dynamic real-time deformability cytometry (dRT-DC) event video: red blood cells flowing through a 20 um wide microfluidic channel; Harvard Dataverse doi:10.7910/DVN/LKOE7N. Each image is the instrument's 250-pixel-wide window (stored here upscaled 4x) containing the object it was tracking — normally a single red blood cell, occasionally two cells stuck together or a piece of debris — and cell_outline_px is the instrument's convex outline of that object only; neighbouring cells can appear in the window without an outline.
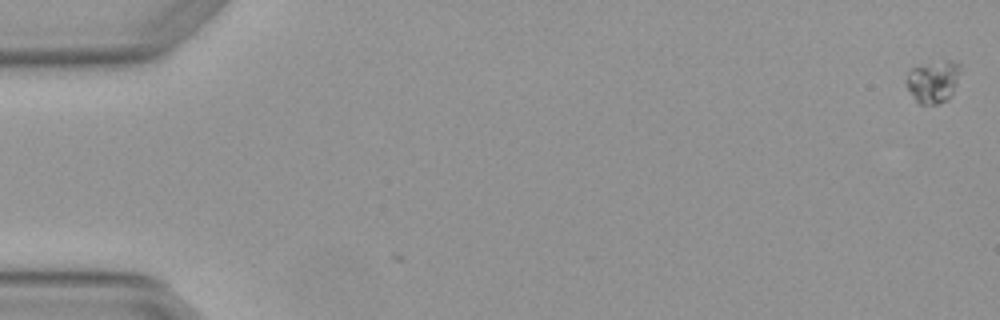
{"species": "Egyptian fruit bat (a non-hibernating species)", "species_latin": "Rousettus aegyptiacus", "temperature_condition": "warm", "stored_images_in_passage": 4, "camera_frame_rate_fps": 3000, "um_per_image_px": 0.085, "animal": {"sex": "female"}, "frame": {"image": 1, "passage_image": 1, "time_ms": 0.0, "image_size_px": [1000, 320], "cell_outline_px": [[960, 72], [952, 96], [948, 100], [940, 104], [920, 104], [912, 96], [904, 84], [904, 80], [908, 72], [912, 68], [944, 60], [952, 60], [960, 64]], "centroid_in_image_um": [79.31, 6.95], "position_along_channel_um": 5.7, "area_um2": 13.53}}